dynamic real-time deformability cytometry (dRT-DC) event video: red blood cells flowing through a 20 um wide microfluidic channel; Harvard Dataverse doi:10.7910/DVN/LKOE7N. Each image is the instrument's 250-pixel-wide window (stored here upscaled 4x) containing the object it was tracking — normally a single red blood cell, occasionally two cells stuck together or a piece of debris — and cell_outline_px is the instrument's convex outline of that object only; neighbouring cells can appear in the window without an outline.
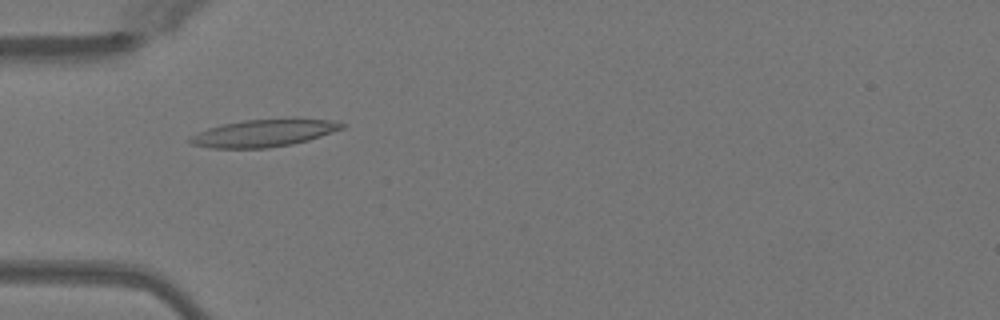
{"species": "Egyptian fruit bat (a non-hibernating species)", "species_latin": "Rousettus aegyptiacus", "temperature_condition": "warm", "stored_images_in_passage": 46, "camera_frame_rate_fps": 3000, "um_per_image_px": 0.085, "animal": {"sex": "female"}, "frame": {"image": 1, "passage_image": 16, "time_ms": 5.0, "image_size_px": [1000, 320], "cell_outline_px": [[348, 124], [344, 128], [308, 140], [292, 144], [268, 148], [212, 148], [192, 144], [188, 140], [188, 136], [208, 128], [224, 124], [244, 120], [292, 116], [296, 116], [328, 120]], "centroid_in_image_um": [22.48, 11.27], "position_along_channel_um": 62.5, "area_um2": 24.85}}
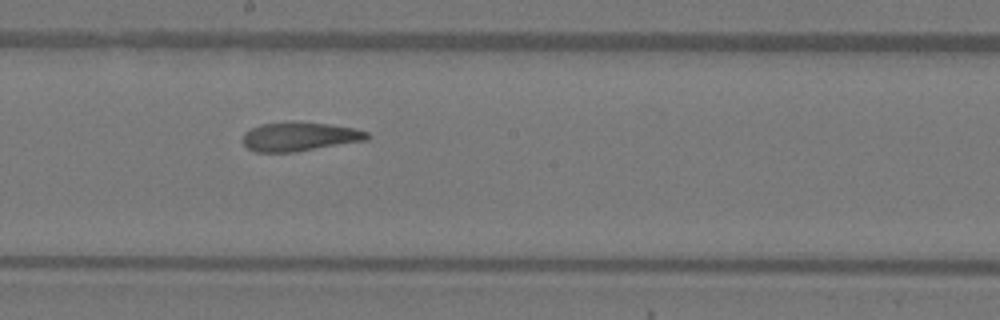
{"frame": {"image": 2, "passage_image": 28, "time_ms": 9.0, "image_size_px": [1000, 320], "cell_outline_px": [[372, 136], [368, 140], [296, 152], [256, 152], [248, 148], [240, 140], [244, 132], [260, 124], [328, 124], [356, 128], [368, 132]], "centroid_in_image_um": [25.49, 11.65], "position_along_channel_um": 222.7, "area_um2": 20.58}}
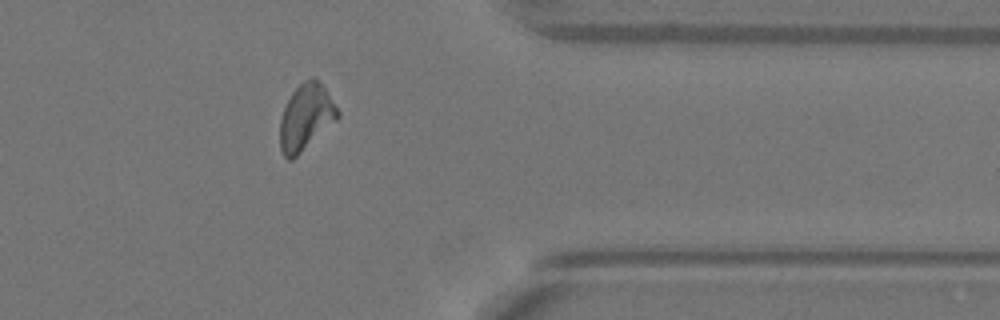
{"frame": {"image": 3, "passage_image": 41, "time_ms": 13.333, "image_size_px": [1000, 320], "cell_outline_px": [[340, 116], [336, 120], [292, 160], [288, 160], [284, 156], [280, 148], [280, 120], [284, 108], [292, 92], [304, 80], [312, 76], [316, 76], [340, 112]], "centroid_in_image_um": [25.99, 9.94], "position_along_channel_um": 385.4, "area_um2": 21.96}, "authors_computed_cell_mechanics": {"area_um2": 21.9929, "velocity_mm_per_s": 4.0483, "shape_relaxation_time_tau1_ms": null, "shape_relaxation_time_tau2_ms": 2.9237, "deformation_change_tau1": null, "deformation_change_tau2": 0.1252}}